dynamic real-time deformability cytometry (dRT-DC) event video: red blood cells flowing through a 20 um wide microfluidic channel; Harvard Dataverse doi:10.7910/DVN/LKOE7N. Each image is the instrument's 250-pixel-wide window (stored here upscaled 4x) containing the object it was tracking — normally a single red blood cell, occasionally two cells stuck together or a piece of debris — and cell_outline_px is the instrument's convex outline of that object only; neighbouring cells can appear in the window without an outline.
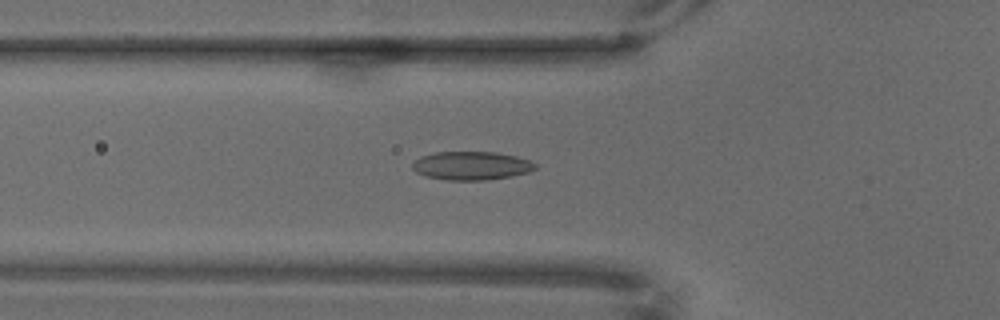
{"species": "common noctule bat (a hibernating species)", "species_latin": "Nyctalus noctula", "temperature_condition": "warm", "stored_images_in_passage": 51, "camera_frame_rate_fps": 3000, "um_per_image_px": 0.085, "animal": {"sex": "male", "body_mass_g": 18.8}, "frame": {"image": 1, "passage_image": 7, "time_ms": 2.0, "image_size_px": [1000, 320], "cell_outline_px": [[536, 168], [528, 172], [512, 176], [488, 180], [448, 180], [424, 176], [416, 172], [412, 168], [412, 164], [420, 156], [436, 152], [496, 152], [516, 156], [528, 160], [536, 164]], "centroid_in_image_um": [40.05, 14.09], "position_along_channel_um": 85.7, "area_um2": 20.4}}
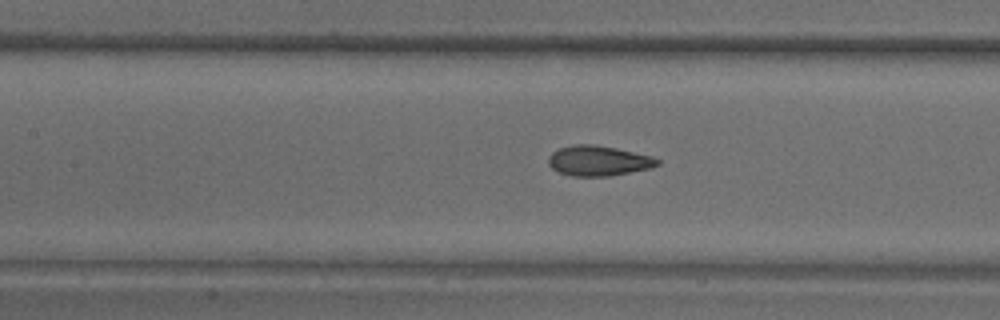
{"frame": {"image": 2, "passage_image": 14, "time_ms": 4.333, "image_size_px": [1000, 320], "cell_outline_px": [[660, 164], [652, 168], [608, 176], [572, 176], [560, 172], [552, 168], [548, 164], [548, 156], [552, 152], [560, 148], [576, 144], [596, 144], [616, 148], [652, 156], [660, 160]], "centroid_in_image_um": [50.88, 13.66], "position_along_channel_um": 156.5, "area_um2": 19.19}}
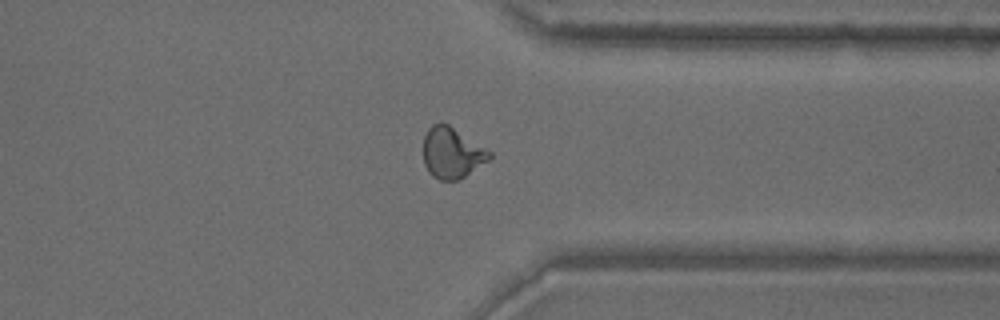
{"frame": {"image": 3, "passage_image": 36, "time_ms": 11.667, "image_size_px": [1000, 320], "cell_outline_px": [[492, 156], [488, 160], [464, 176], [456, 180], [440, 180], [432, 176], [428, 172], [424, 164], [424, 136], [428, 128], [432, 124], [440, 120], [448, 124], [492, 152]], "centroid_in_image_um": [38.38, 12.97], "position_along_channel_um": 373.0, "area_um2": 19.54}}